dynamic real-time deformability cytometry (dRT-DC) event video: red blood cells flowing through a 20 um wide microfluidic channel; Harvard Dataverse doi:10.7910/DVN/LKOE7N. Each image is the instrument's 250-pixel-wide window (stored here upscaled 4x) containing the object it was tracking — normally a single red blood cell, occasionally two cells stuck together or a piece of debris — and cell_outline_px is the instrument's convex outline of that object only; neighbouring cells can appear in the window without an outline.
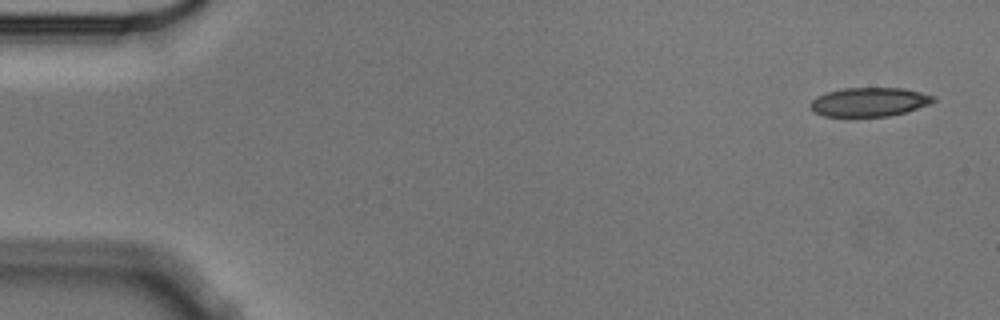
{"species": "Egyptian fruit bat (a non-hibernating species)", "species_latin": "Rousettus aegyptiacus", "temperature_condition": "cold", "stored_images_in_passage": 5, "camera_frame_rate_fps": 3000, "um_per_image_px": 0.085, "animal": {"sex": "male"}, "frame": {"image": 1, "passage_image": 1, "time_ms": 0.0, "image_size_px": [1000, 320], "cell_outline_px": [[936, 100], [928, 104], [904, 112], [888, 116], [824, 116], [816, 112], [812, 108], [812, 100], [816, 96], [828, 92], [844, 88], [904, 88], [936, 96]], "centroid_in_image_um": [73.91, 8.65], "position_along_channel_um": 11.1, "area_um2": 20.4}}